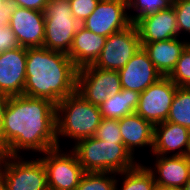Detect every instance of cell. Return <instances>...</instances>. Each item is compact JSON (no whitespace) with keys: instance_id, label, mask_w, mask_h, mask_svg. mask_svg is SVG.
I'll use <instances>...</instances> for the list:
<instances>
[{"instance_id":"1","label":"cell","mask_w":190,"mask_h":190,"mask_svg":"<svg viewBox=\"0 0 190 190\" xmlns=\"http://www.w3.org/2000/svg\"><path fill=\"white\" fill-rule=\"evenodd\" d=\"M56 147V104L25 95L9 97L1 129L4 154L25 156L24 151L32 150L40 155Z\"/></svg>"},{"instance_id":"2","label":"cell","mask_w":190,"mask_h":190,"mask_svg":"<svg viewBox=\"0 0 190 190\" xmlns=\"http://www.w3.org/2000/svg\"><path fill=\"white\" fill-rule=\"evenodd\" d=\"M78 68L62 52L45 47L27 48L23 95L45 98L57 104L76 92Z\"/></svg>"},{"instance_id":"3","label":"cell","mask_w":190,"mask_h":190,"mask_svg":"<svg viewBox=\"0 0 190 190\" xmlns=\"http://www.w3.org/2000/svg\"><path fill=\"white\" fill-rule=\"evenodd\" d=\"M102 120L99 106L86 101L77 92L56 104V134L58 147L60 137L74 141L93 137ZM60 142V143H59Z\"/></svg>"},{"instance_id":"4","label":"cell","mask_w":190,"mask_h":190,"mask_svg":"<svg viewBox=\"0 0 190 190\" xmlns=\"http://www.w3.org/2000/svg\"><path fill=\"white\" fill-rule=\"evenodd\" d=\"M70 147L77 155L85 172L121 173L135 167L137 160L124 144H115L93 137L79 140Z\"/></svg>"},{"instance_id":"5","label":"cell","mask_w":190,"mask_h":190,"mask_svg":"<svg viewBox=\"0 0 190 190\" xmlns=\"http://www.w3.org/2000/svg\"><path fill=\"white\" fill-rule=\"evenodd\" d=\"M43 13L45 17L43 47L68 54L73 38L81 26L73 16L69 0H49Z\"/></svg>"},{"instance_id":"6","label":"cell","mask_w":190,"mask_h":190,"mask_svg":"<svg viewBox=\"0 0 190 190\" xmlns=\"http://www.w3.org/2000/svg\"><path fill=\"white\" fill-rule=\"evenodd\" d=\"M36 154L32 160L4 154L0 165L4 190H49L45 166Z\"/></svg>"},{"instance_id":"7","label":"cell","mask_w":190,"mask_h":190,"mask_svg":"<svg viewBox=\"0 0 190 190\" xmlns=\"http://www.w3.org/2000/svg\"><path fill=\"white\" fill-rule=\"evenodd\" d=\"M62 149L56 147L39 156L46 169L49 190H75L85 173L76 153L71 148Z\"/></svg>"},{"instance_id":"8","label":"cell","mask_w":190,"mask_h":190,"mask_svg":"<svg viewBox=\"0 0 190 190\" xmlns=\"http://www.w3.org/2000/svg\"><path fill=\"white\" fill-rule=\"evenodd\" d=\"M121 89L118 71L103 70L92 64L77 71L76 92L93 105L100 106Z\"/></svg>"},{"instance_id":"9","label":"cell","mask_w":190,"mask_h":190,"mask_svg":"<svg viewBox=\"0 0 190 190\" xmlns=\"http://www.w3.org/2000/svg\"><path fill=\"white\" fill-rule=\"evenodd\" d=\"M139 33L134 23L107 37L105 45L92 64L103 70L119 71L141 48Z\"/></svg>"},{"instance_id":"10","label":"cell","mask_w":190,"mask_h":190,"mask_svg":"<svg viewBox=\"0 0 190 190\" xmlns=\"http://www.w3.org/2000/svg\"><path fill=\"white\" fill-rule=\"evenodd\" d=\"M177 87L168 76H163L140 93L135 112L153 126L165 122Z\"/></svg>"},{"instance_id":"11","label":"cell","mask_w":190,"mask_h":190,"mask_svg":"<svg viewBox=\"0 0 190 190\" xmlns=\"http://www.w3.org/2000/svg\"><path fill=\"white\" fill-rule=\"evenodd\" d=\"M127 0H101L81 24L97 35L108 37L132 24Z\"/></svg>"},{"instance_id":"12","label":"cell","mask_w":190,"mask_h":190,"mask_svg":"<svg viewBox=\"0 0 190 190\" xmlns=\"http://www.w3.org/2000/svg\"><path fill=\"white\" fill-rule=\"evenodd\" d=\"M9 25L21 47H43L45 17L42 11L15 6Z\"/></svg>"},{"instance_id":"13","label":"cell","mask_w":190,"mask_h":190,"mask_svg":"<svg viewBox=\"0 0 190 190\" xmlns=\"http://www.w3.org/2000/svg\"><path fill=\"white\" fill-rule=\"evenodd\" d=\"M27 48L17 47L0 53V94L23 95L26 83Z\"/></svg>"},{"instance_id":"14","label":"cell","mask_w":190,"mask_h":190,"mask_svg":"<svg viewBox=\"0 0 190 190\" xmlns=\"http://www.w3.org/2000/svg\"><path fill=\"white\" fill-rule=\"evenodd\" d=\"M118 73L122 88L135 90L139 93L163 77L142 47Z\"/></svg>"},{"instance_id":"15","label":"cell","mask_w":190,"mask_h":190,"mask_svg":"<svg viewBox=\"0 0 190 190\" xmlns=\"http://www.w3.org/2000/svg\"><path fill=\"white\" fill-rule=\"evenodd\" d=\"M141 43L178 38L176 14L173 6L140 18L136 23Z\"/></svg>"},{"instance_id":"16","label":"cell","mask_w":190,"mask_h":190,"mask_svg":"<svg viewBox=\"0 0 190 190\" xmlns=\"http://www.w3.org/2000/svg\"><path fill=\"white\" fill-rule=\"evenodd\" d=\"M156 157L153 166L146 167L152 172L155 183L160 186L181 189L190 177V159L184 156Z\"/></svg>"},{"instance_id":"17","label":"cell","mask_w":190,"mask_h":190,"mask_svg":"<svg viewBox=\"0 0 190 190\" xmlns=\"http://www.w3.org/2000/svg\"><path fill=\"white\" fill-rule=\"evenodd\" d=\"M189 131L184 126L168 121L155 125L151 155L184 156Z\"/></svg>"},{"instance_id":"18","label":"cell","mask_w":190,"mask_h":190,"mask_svg":"<svg viewBox=\"0 0 190 190\" xmlns=\"http://www.w3.org/2000/svg\"><path fill=\"white\" fill-rule=\"evenodd\" d=\"M119 128L123 144L134 157L138 148L149 147L152 153L154 126L150 122L134 112L119 119Z\"/></svg>"},{"instance_id":"19","label":"cell","mask_w":190,"mask_h":190,"mask_svg":"<svg viewBox=\"0 0 190 190\" xmlns=\"http://www.w3.org/2000/svg\"><path fill=\"white\" fill-rule=\"evenodd\" d=\"M141 46L155 68L163 76H168L186 49L187 39L185 40L184 37L179 39L178 37L159 42L141 43Z\"/></svg>"},{"instance_id":"20","label":"cell","mask_w":190,"mask_h":190,"mask_svg":"<svg viewBox=\"0 0 190 190\" xmlns=\"http://www.w3.org/2000/svg\"><path fill=\"white\" fill-rule=\"evenodd\" d=\"M107 37L97 35L82 25L76 32L72 46L67 54L79 69L93 64L102 51Z\"/></svg>"},{"instance_id":"21","label":"cell","mask_w":190,"mask_h":190,"mask_svg":"<svg viewBox=\"0 0 190 190\" xmlns=\"http://www.w3.org/2000/svg\"><path fill=\"white\" fill-rule=\"evenodd\" d=\"M140 93L135 90L122 88L115 95H111L100 106L102 118L121 119L137 110Z\"/></svg>"},{"instance_id":"22","label":"cell","mask_w":190,"mask_h":190,"mask_svg":"<svg viewBox=\"0 0 190 190\" xmlns=\"http://www.w3.org/2000/svg\"><path fill=\"white\" fill-rule=\"evenodd\" d=\"M145 165L139 162L135 167L117 173L116 190H154V176ZM118 176L122 177V180Z\"/></svg>"},{"instance_id":"23","label":"cell","mask_w":190,"mask_h":190,"mask_svg":"<svg viewBox=\"0 0 190 190\" xmlns=\"http://www.w3.org/2000/svg\"><path fill=\"white\" fill-rule=\"evenodd\" d=\"M166 121L190 130V87H177Z\"/></svg>"},{"instance_id":"24","label":"cell","mask_w":190,"mask_h":190,"mask_svg":"<svg viewBox=\"0 0 190 190\" xmlns=\"http://www.w3.org/2000/svg\"><path fill=\"white\" fill-rule=\"evenodd\" d=\"M115 172H85L75 190H116Z\"/></svg>"},{"instance_id":"25","label":"cell","mask_w":190,"mask_h":190,"mask_svg":"<svg viewBox=\"0 0 190 190\" xmlns=\"http://www.w3.org/2000/svg\"><path fill=\"white\" fill-rule=\"evenodd\" d=\"M128 10L136 13L129 14L132 23H136L140 18L153 14L159 10H164L172 5L173 0H127Z\"/></svg>"},{"instance_id":"26","label":"cell","mask_w":190,"mask_h":190,"mask_svg":"<svg viewBox=\"0 0 190 190\" xmlns=\"http://www.w3.org/2000/svg\"><path fill=\"white\" fill-rule=\"evenodd\" d=\"M168 77L178 87H190V48L188 46Z\"/></svg>"},{"instance_id":"27","label":"cell","mask_w":190,"mask_h":190,"mask_svg":"<svg viewBox=\"0 0 190 190\" xmlns=\"http://www.w3.org/2000/svg\"><path fill=\"white\" fill-rule=\"evenodd\" d=\"M94 137L105 142L123 144L118 119L102 118Z\"/></svg>"},{"instance_id":"28","label":"cell","mask_w":190,"mask_h":190,"mask_svg":"<svg viewBox=\"0 0 190 190\" xmlns=\"http://www.w3.org/2000/svg\"><path fill=\"white\" fill-rule=\"evenodd\" d=\"M172 6L176 14L179 38L184 34L190 35V0H173Z\"/></svg>"},{"instance_id":"29","label":"cell","mask_w":190,"mask_h":190,"mask_svg":"<svg viewBox=\"0 0 190 190\" xmlns=\"http://www.w3.org/2000/svg\"><path fill=\"white\" fill-rule=\"evenodd\" d=\"M100 0H69L74 18L81 24L95 10Z\"/></svg>"},{"instance_id":"30","label":"cell","mask_w":190,"mask_h":190,"mask_svg":"<svg viewBox=\"0 0 190 190\" xmlns=\"http://www.w3.org/2000/svg\"><path fill=\"white\" fill-rule=\"evenodd\" d=\"M16 36L10 25H4L0 27V53H3L8 50H13L19 47Z\"/></svg>"},{"instance_id":"31","label":"cell","mask_w":190,"mask_h":190,"mask_svg":"<svg viewBox=\"0 0 190 190\" xmlns=\"http://www.w3.org/2000/svg\"><path fill=\"white\" fill-rule=\"evenodd\" d=\"M9 1H11L15 6L43 12L49 0H9Z\"/></svg>"},{"instance_id":"32","label":"cell","mask_w":190,"mask_h":190,"mask_svg":"<svg viewBox=\"0 0 190 190\" xmlns=\"http://www.w3.org/2000/svg\"><path fill=\"white\" fill-rule=\"evenodd\" d=\"M14 9L15 5L11 1L6 0L0 9V27L9 24Z\"/></svg>"},{"instance_id":"33","label":"cell","mask_w":190,"mask_h":190,"mask_svg":"<svg viewBox=\"0 0 190 190\" xmlns=\"http://www.w3.org/2000/svg\"><path fill=\"white\" fill-rule=\"evenodd\" d=\"M8 99H9L8 96L0 94V150H1V129L3 126V119L7 108Z\"/></svg>"},{"instance_id":"34","label":"cell","mask_w":190,"mask_h":190,"mask_svg":"<svg viewBox=\"0 0 190 190\" xmlns=\"http://www.w3.org/2000/svg\"><path fill=\"white\" fill-rule=\"evenodd\" d=\"M185 156L190 159V131H189V135H188V142H187V146L185 149Z\"/></svg>"},{"instance_id":"35","label":"cell","mask_w":190,"mask_h":190,"mask_svg":"<svg viewBox=\"0 0 190 190\" xmlns=\"http://www.w3.org/2000/svg\"><path fill=\"white\" fill-rule=\"evenodd\" d=\"M154 190H181V189L165 187V186H160L156 184V186L154 187Z\"/></svg>"},{"instance_id":"36","label":"cell","mask_w":190,"mask_h":190,"mask_svg":"<svg viewBox=\"0 0 190 190\" xmlns=\"http://www.w3.org/2000/svg\"><path fill=\"white\" fill-rule=\"evenodd\" d=\"M182 190H190V177L188 181L186 182V184L184 185V187L182 188Z\"/></svg>"},{"instance_id":"37","label":"cell","mask_w":190,"mask_h":190,"mask_svg":"<svg viewBox=\"0 0 190 190\" xmlns=\"http://www.w3.org/2000/svg\"><path fill=\"white\" fill-rule=\"evenodd\" d=\"M0 190H4V182H3L1 172H0Z\"/></svg>"},{"instance_id":"38","label":"cell","mask_w":190,"mask_h":190,"mask_svg":"<svg viewBox=\"0 0 190 190\" xmlns=\"http://www.w3.org/2000/svg\"><path fill=\"white\" fill-rule=\"evenodd\" d=\"M3 156H4V152L2 150H0V165H1V162L3 159Z\"/></svg>"},{"instance_id":"39","label":"cell","mask_w":190,"mask_h":190,"mask_svg":"<svg viewBox=\"0 0 190 190\" xmlns=\"http://www.w3.org/2000/svg\"><path fill=\"white\" fill-rule=\"evenodd\" d=\"M6 2V0H0V9L3 6V4Z\"/></svg>"},{"instance_id":"40","label":"cell","mask_w":190,"mask_h":190,"mask_svg":"<svg viewBox=\"0 0 190 190\" xmlns=\"http://www.w3.org/2000/svg\"><path fill=\"white\" fill-rule=\"evenodd\" d=\"M187 46L190 48V39L187 40Z\"/></svg>"}]
</instances>
